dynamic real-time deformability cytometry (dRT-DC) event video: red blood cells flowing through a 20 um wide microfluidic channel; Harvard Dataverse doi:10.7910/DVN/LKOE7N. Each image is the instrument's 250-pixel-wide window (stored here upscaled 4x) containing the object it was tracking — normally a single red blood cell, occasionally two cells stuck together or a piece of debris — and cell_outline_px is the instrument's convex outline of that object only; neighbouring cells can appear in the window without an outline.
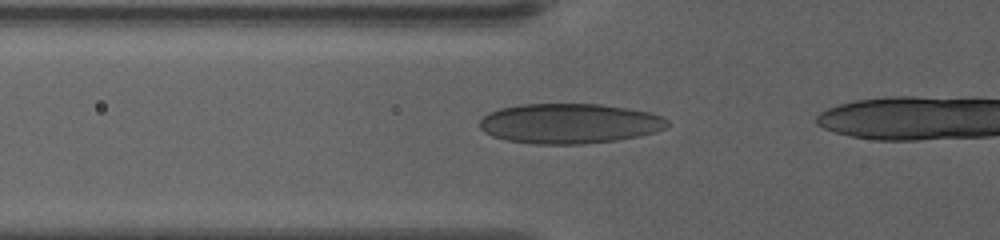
{"species": "human", "species_latin": "Homo sapiens", "temperature_condition": "warm", "stored_images_in_passage": 42, "camera_frame_rate_fps": 3000, "um_per_image_px": 0.085, "donor": {"sex": "female"}, "frame": {"image": 1, "passage_image": 15, "time_ms": 4.667, "image_size_px": [1000, 240], "cell_outline_px": [[668, 124], [664, 128], [656, 132], [640, 136], [616, 140], [580, 144], [536, 144], [508, 140], [492, 136], [484, 132], [480, 128], [480, 120], [488, 112], [500, 108], [520, 104], [600, 104], [628, 108], [652, 112], [668, 120]], "centroid_in_image_um": [48.4, 10.49], "position_along_channel_um": 77.4, "area_um2": 43.87}}
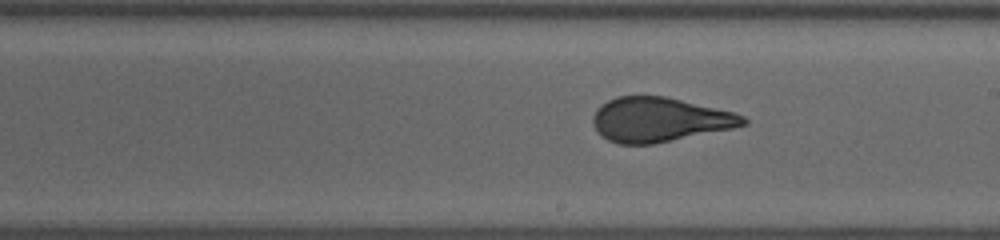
{"frame": {"image": 2, "passage_image": 28, "time_ms": 9.0, "image_size_px": [1000, 240], "cell_outline_px": [[748, 124], [732, 128], [656, 144], [616, 144], [600, 136], [592, 124], [592, 116], [596, 108], [600, 104], [616, 96], [664, 96], [732, 112], [744, 116], [748, 120]], "centroid_in_image_um": [55.99, 10.18], "position_along_channel_um": 233.0, "area_um2": 39.02}}
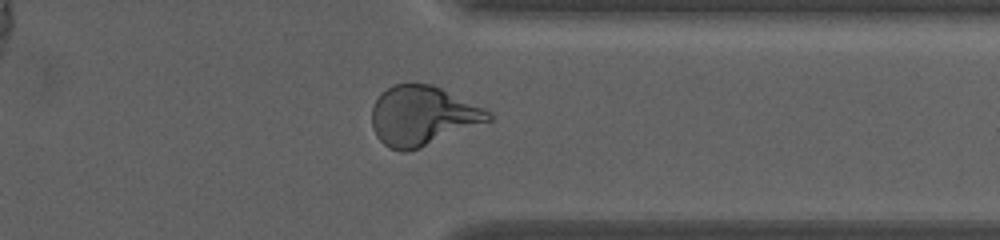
{"frame": {"image": 3, "passage_image": 40, "time_ms": 13.0, "image_size_px": [1000, 240], "cell_outline_px": [[492, 120], [420, 148], [408, 152], [400, 152], [388, 148], [376, 136], [372, 128], [372, 108], [376, 100], [392, 84], [432, 84], [484, 108], [492, 112]], "centroid_in_image_um": [35.91, 9.87], "position_along_channel_um": 375.5, "area_um2": 40.29}}